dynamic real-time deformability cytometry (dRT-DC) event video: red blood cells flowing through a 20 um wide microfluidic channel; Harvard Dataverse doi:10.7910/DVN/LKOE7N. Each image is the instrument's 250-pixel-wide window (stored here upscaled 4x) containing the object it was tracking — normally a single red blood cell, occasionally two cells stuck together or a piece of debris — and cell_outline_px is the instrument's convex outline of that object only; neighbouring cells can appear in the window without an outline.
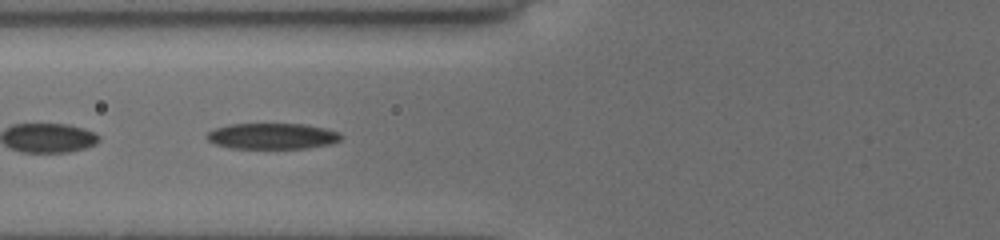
{"species": "common noctule bat (a hibernating species)", "species_latin": "Nyctalus noctula", "temperature_condition": "cold", "stored_images_in_passage": 53, "camera_frame_rate_fps": 3000, "um_per_image_px": 0.085, "animal": {"sex": "female", "body_mass_g": 19.5, "forearm_length_mm": 54.1}, "frame": {"image": 1, "passage_image": 23, "time_ms": 7.333, "image_size_px": [1000, 240], "cell_outline_px": [[344, 136], [340, 140], [332, 144], [308, 148], [228, 148], [216, 144], [208, 140], [204, 136], [208, 132], [216, 128], [228, 124], [308, 124], [340, 132]], "centroid_in_image_um": [23.17, 11.57], "position_along_channel_um": 102.6, "area_um2": 20.46}}
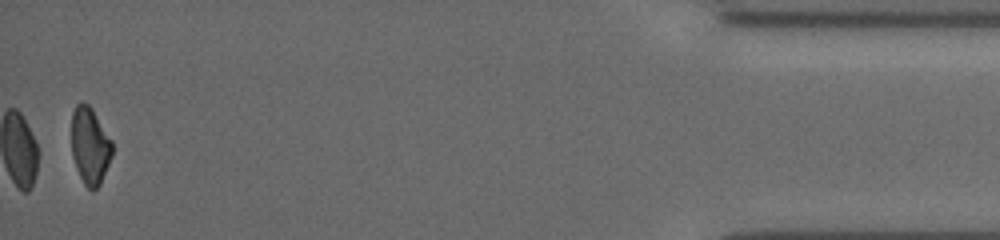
{"frame": {"image": 2, "passage_image": 53, "time_ms": 17.333, "image_size_px": [1000, 240], "cell_outline_px": [[112, 156], [100, 184], [92, 192], [84, 184], [76, 168], [72, 156], [72, 112], [76, 104], [88, 104], [92, 108], [112, 140]], "centroid_in_image_um": [7.65, 12.4], "position_along_channel_um": 427.5, "area_um2": 18.21}, "authors_computed_cell_mechanics": {"area_um2": 21.675, "velocity_mm_per_s": 3.949, "shape_relaxation_time_tau1_ms": 3.1934, "shape_relaxation_time_tau2_ms": null, "deformation_change_tau1": 0.1364, "deformation_change_tau2": null}}